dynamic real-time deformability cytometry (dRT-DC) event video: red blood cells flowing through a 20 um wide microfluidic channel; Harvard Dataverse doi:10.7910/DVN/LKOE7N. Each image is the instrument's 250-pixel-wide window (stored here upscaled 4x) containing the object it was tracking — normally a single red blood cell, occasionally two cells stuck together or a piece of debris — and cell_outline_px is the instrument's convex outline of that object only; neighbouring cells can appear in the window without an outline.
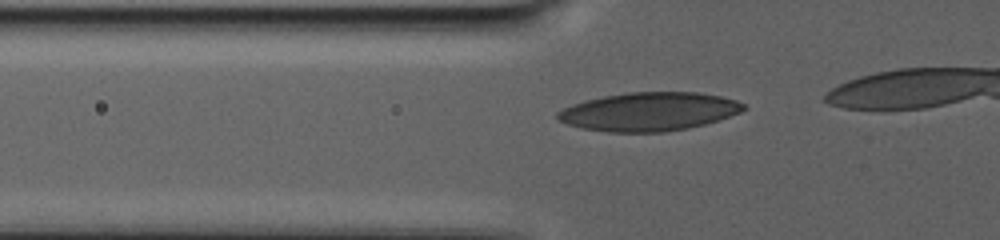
{"species": "human", "species_latin": "Homo sapiens", "temperature_condition": "warm", "stored_images_in_passage": 19, "camera_frame_rate_fps": 3000, "um_per_image_px": 0.085, "donor": {"sex": "male"}, "frame": {"image": 1, "passage_image": 2, "time_ms": 0.333, "image_size_px": [1000, 240], "cell_outline_px": [[748, 108], [740, 112], [704, 124], [684, 128], [660, 132], [608, 132], [584, 128], [568, 124], [560, 120], [556, 116], [556, 112], [572, 104], [584, 100], [604, 96], [628, 92], [696, 92], [720, 96], [736, 100], [744, 104]], "centroid_in_image_um": [55.15, 9.47], "position_along_channel_um": 70.7, "area_um2": 41.38}}
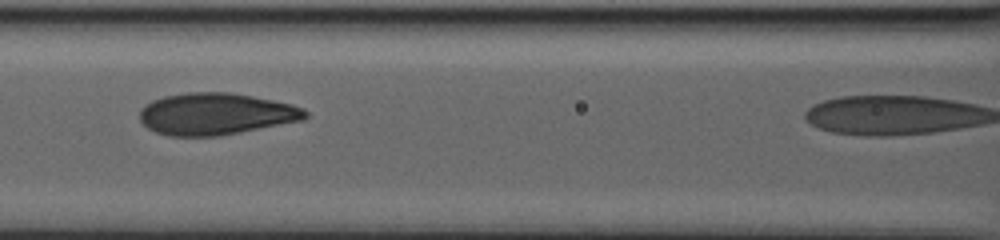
{"frame": {"image": 2, "passage_image": 11, "time_ms": 4.0, "image_size_px": [1000, 240], "cell_outline_px": [[308, 116], [304, 120], [220, 136], [168, 136], [156, 132], [148, 128], [140, 120], [140, 108], [152, 100], [164, 96], [188, 92], [228, 92], [252, 96], [292, 104], [304, 108], [308, 112]], "centroid_in_image_um": [18.35, 9.68], "position_along_channel_um": 148.2, "area_um2": 40.52}}
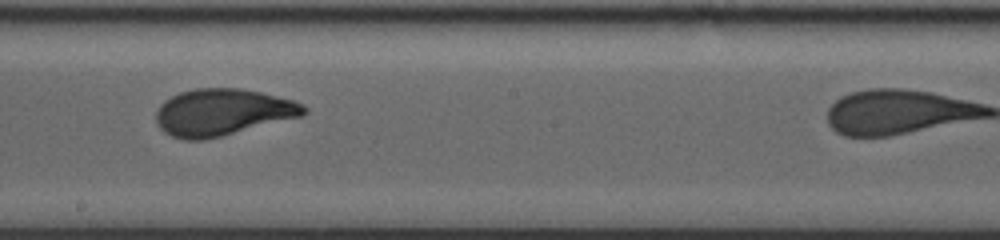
{"frame": {"image": 3, "passage_image": 16, "time_ms": 7.667, "image_size_px": [1000, 240], "cell_outline_px": [[308, 112], [300, 116], [204, 140], [184, 140], [172, 136], [164, 132], [156, 124], [156, 112], [160, 104], [164, 100], [180, 92], [196, 88], [240, 88], [260, 92], [292, 100], [304, 104], [308, 108]], "centroid_in_image_um": [18.87, 9.53], "position_along_channel_um": 229.3, "area_um2": 40.06}}